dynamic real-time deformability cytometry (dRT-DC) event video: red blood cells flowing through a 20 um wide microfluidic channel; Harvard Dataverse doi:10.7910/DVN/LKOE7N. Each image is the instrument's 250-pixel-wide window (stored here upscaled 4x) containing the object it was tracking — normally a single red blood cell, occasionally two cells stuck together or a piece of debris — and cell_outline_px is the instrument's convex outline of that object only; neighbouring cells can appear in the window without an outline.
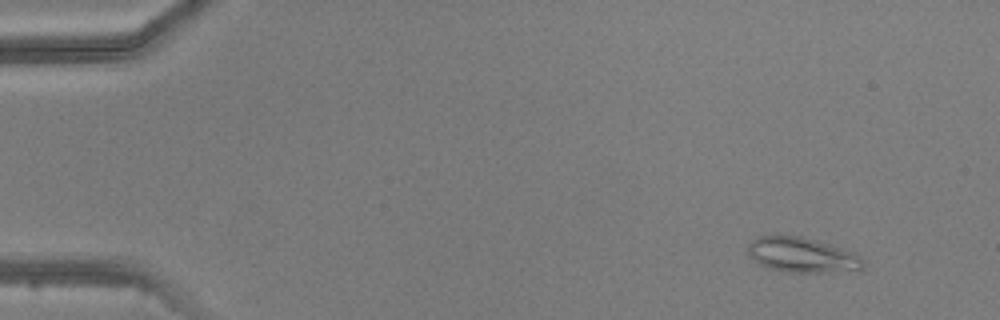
{"species": "common noctule bat (a hibernating species)", "species_latin": "Nyctalus noctula", "temperature_condition": "warm", "stored_images_in_passage": 4, "camera_frame_rate_fps": 3000, "um_per_image_px": 0.085, "animal": {"sex": "male", "body_mass_g": 20.5, "forearm_length_mm": 52.5}, "frame": {"image": 1, "passage_image": 4, "time_ms": 4.667, "image_size_px": [1000, 320], "cell_outline_px": [[864, 264], [860, 268], [820, 272], [784, 272], [768, 268], [760, 264], [748, 252], [748, 244], [752, 240], [760, 236], [804, 236], [856, 252], [860, 256]], "centroid_in_image_um": [68.16, 21.65], "position_along_channel_um": 16.8, "area_um2": 23.12}}